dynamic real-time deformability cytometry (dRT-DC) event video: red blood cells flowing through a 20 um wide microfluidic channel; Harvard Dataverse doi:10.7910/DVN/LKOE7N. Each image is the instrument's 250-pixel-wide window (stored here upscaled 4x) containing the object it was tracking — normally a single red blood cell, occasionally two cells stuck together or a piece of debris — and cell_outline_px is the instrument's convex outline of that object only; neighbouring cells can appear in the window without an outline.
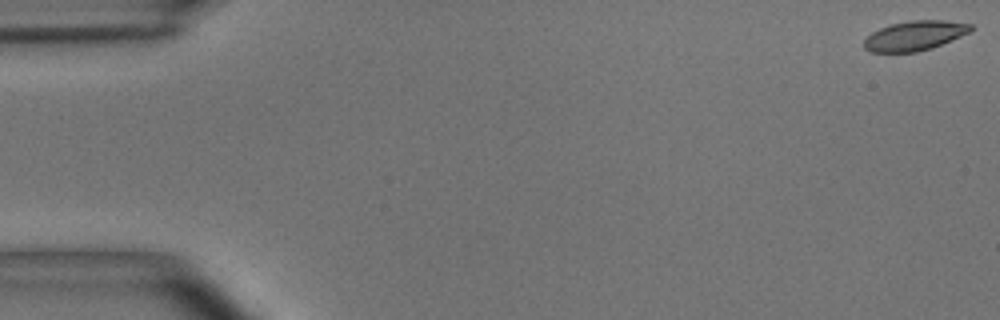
{"species": "common noctule bat (a hibernating species)", "species_latin": "Nyctalus noctula", "temperature_condition": "room temperature", "stored_images_in_passage": 6, "segment_of_instrument_passage": [1, 2], "camera_frame_rate_fps": 3000, "um_per_image_px": 0.085, "animal": {"sex": "male", "body_mass_g": 15.6}, "frame": {"image": 1, "passage_image": 1, "time_ms": 0.0, "image_size_px": [1000, 320], "cell_outline_px": [[972, 28], [968, 32], [960, 36], [932, 48], [916, 52], [872, 52], [864, 48], [864, 40], [872, 32], [880, 28], [892, 24], [912, 20], [944, 20], [972, 24]], "centroid_in_image_um": [77.73, 3.03], "position_along_channel_um": 7.3, "area_um2": 18.21}}